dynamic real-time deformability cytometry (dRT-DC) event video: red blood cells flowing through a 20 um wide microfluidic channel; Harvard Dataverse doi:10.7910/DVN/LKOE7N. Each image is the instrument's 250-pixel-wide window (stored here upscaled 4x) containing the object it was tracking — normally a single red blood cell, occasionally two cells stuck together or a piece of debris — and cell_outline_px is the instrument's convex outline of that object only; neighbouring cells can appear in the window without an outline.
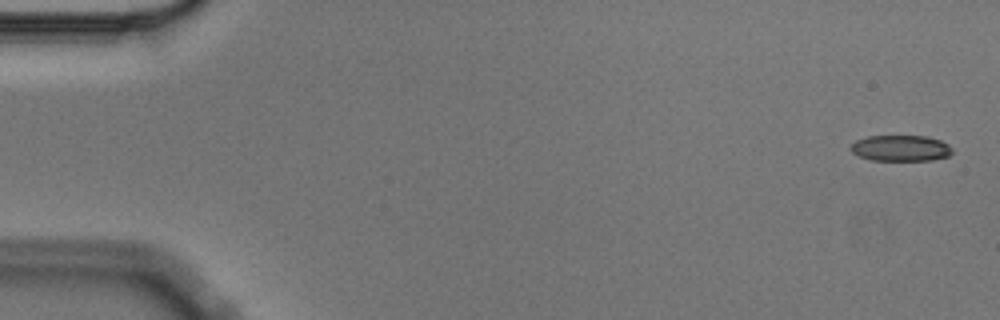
{"species": "Egyptian fruit bat (a non-hibernating species)", "species_latin": "Rousettus aegyptiacus", "temperature_condition": "cold", "stored_images_in_passage": 6, "camera_frame_rate_fps": 3000, "um_per_image_px": 0.085, "animal": {"sex": "male"}, "frame": {"image": 1, "passage_image": 1, "time_ms": 0.0, "image_size_px": [1000, 320], "cell_outline_px": [[952, 152], [948, 156], [932, 160], [872, 160], [860, 156], [852, 152], [848, 148], [856, 140], [868, 136], [928, 136], [940, 140], [948, 144], [952, 148]], "centroid_in_image_um": [76.56, 12.59], "position_along_channel_um": 8.4, "area_um2": 15.37}}
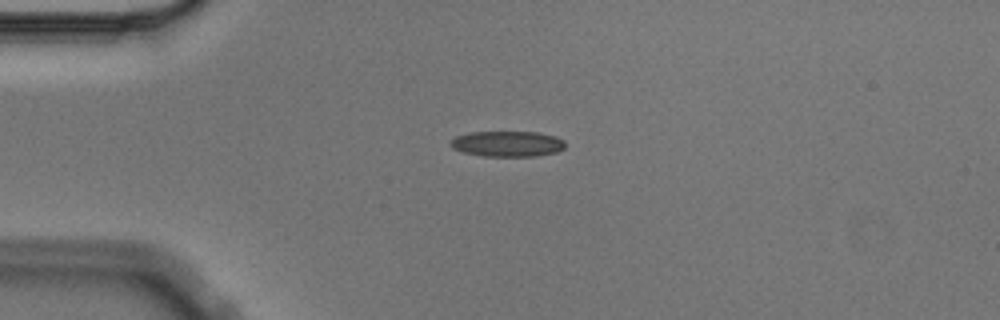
{"frame": {"image": 2, "passage_image": 4, "time_ms": 1.0, "image_size_px": [1000, 320], "cell_outline_px": [[564, 148], [556, 152], [536, 156], [484, 156], [464, 152], [452, 148], [452, 140], [456, 136], [472, 132], [536, 132], [556, 136], [564, 140]], "centroid_in_image_um": [43.17, 12.22], "position_along_channel_um": 41.8, "area_um2": 16.94}}
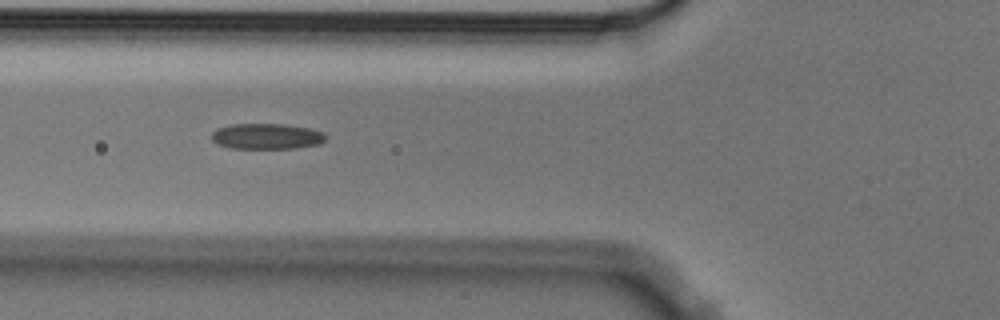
{"frame": {"image": 3, "passage_image": 6, "time_ms": 1.667, "image_size_px": [1000, 320], "cell_outline_px": [[328, 136], [320, 144], [296, 148], [228, 148], [216, 144], [212, 140], [212, 132], [216, 128], [232, 124], [284, 124], [308, 128], [320, 132]], "centroid_in_image_um": [22.62, 11.59], "position_along_channel_um": 103.2, "area_um2": 17.11}}